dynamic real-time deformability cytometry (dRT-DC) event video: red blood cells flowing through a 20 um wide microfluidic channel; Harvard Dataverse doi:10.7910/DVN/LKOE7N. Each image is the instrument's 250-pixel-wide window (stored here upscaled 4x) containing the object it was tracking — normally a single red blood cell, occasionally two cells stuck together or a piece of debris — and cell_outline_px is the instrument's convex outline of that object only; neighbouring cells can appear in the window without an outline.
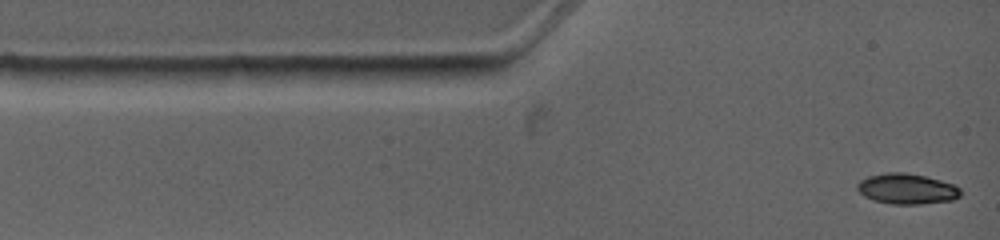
{"species": "common noctule bat (a hibernating species)", "species_latin": "Nyctalus noctula", "temperature_condition": "warm", "stored_images_in_passage": 3, "camera_frame_rate_fps": 4500, "um_per_image_px": 0.085, "animal": {"sex": "female", "body_mass_g": 19.0, "forearm_length_mm": 53.3}, "frame": {"image": 1, "passage_image": 1, "time_ms": 0.0, "image_size_px": [1000, 240], "cell_outline_px": [[960, 196], [952, 200], [920, 204], [892, 204], [872, 200], [864, 196], [856, 188], [856, 184], [860, 180], [868, 176], [888, 172], [904, 172], [924, 176], [940, 180], [952, 184], [960, 188]], "centroid_in_image_um": [77.05, 16.05], "position_along_channel_um": 8.0, "area_um2": 18.32}}
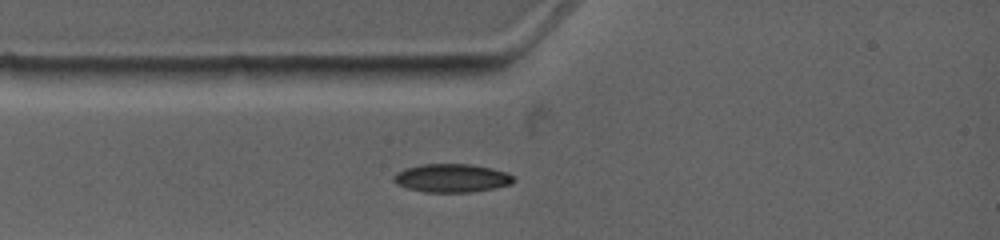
{"frame": {"image": 2, "passage_image": 3, "time_ms": 2.0, "image_size_px": [1000, 240], "cell_outline_px": [[516, 180], [512, 184], [496, 188], [468, 192], [424, 192], [408, 188], [396, 184], [392, 180], [396, 172], [408, 168], [424, 164], [468, 164], [492, 168], [504, 172], [512, 176]], "centroid_in_image_um": [38.4, 15.14], "position_along_channel_um": 46.6, "area_um2": 19.71}}